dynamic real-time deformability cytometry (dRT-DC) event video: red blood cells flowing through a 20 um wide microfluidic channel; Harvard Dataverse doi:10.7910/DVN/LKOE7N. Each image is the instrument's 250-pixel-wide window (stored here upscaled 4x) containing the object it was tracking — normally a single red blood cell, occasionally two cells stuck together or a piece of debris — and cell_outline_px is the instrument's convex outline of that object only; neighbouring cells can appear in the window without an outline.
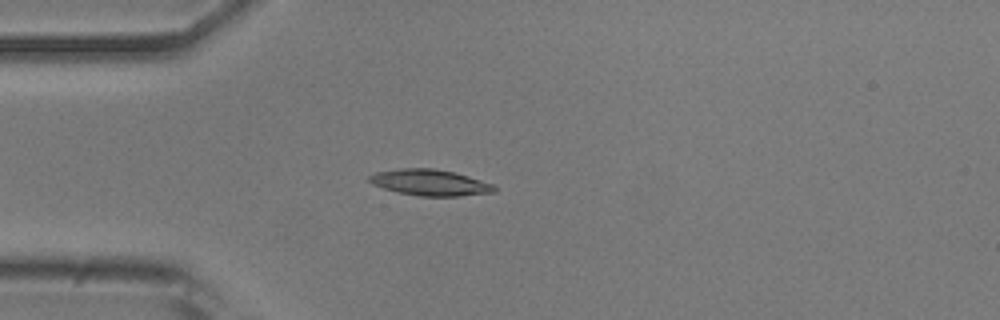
{"species": "common noctule bat (a hibernating species)", "species_latin": "Nyctalus noctula", "temperature_condition": "room temperature", "stored_images_in_passage": 39, "camera_frame_rate_fps": 3000, "um_per_image_px": 0.085, "animal": {"sex": "male", "body_mass_g": 20.5, "forearm_length_mm": 52.5}, "frame": {"image": 1, "passage_image": 1, "time_ms": 0.0, "image_size_px": [1000, 320], "cell_outline_px": [[496, 192], [460, 196], [420, 196], [396, 192], [372, 184], [368, 180], [368, 176], [376, 172], [400, 168], [432, 168], [452, 172], [468, 176], [492, 184], [496, 188]], "centroid_in_image_um": [36.52, 15.52], "position_along_channel_um": 48.5, "area_um2": 18.96}}
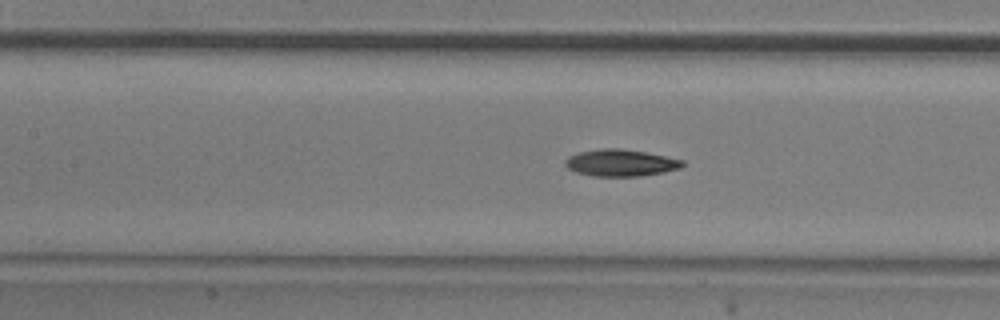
{"frame": {"image": 2, "passage_image": 10, "time_ms": 3.0, "image_size_px": [1000, 320], "cell_outline_px": [[684, 164], [680, 168], [664, 172], [640, 176], [592, 176], [576, 172], [568, 168], [564, 164], [564, 160], [568, 156], [580, 152], [600, 148], [620, 148], [644, 152], [684, 160]], "centroid_in_image_um": [52.73, 13.84], "position_along_channel_um": 154.7, "area_um2": 18.32}}
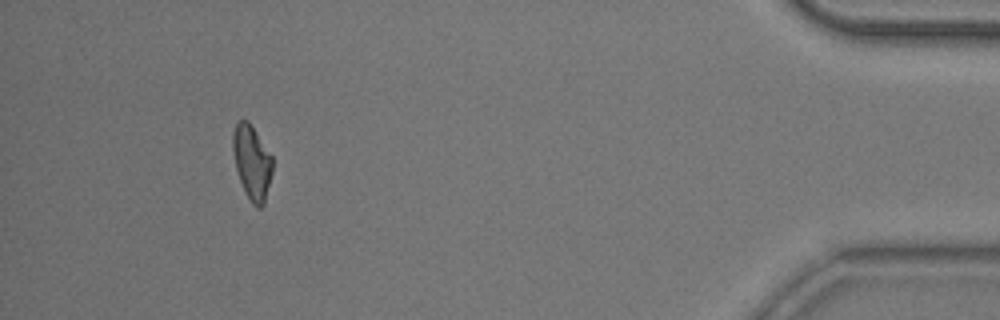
{"frame": {"image": 3, "passage_image": 35, "time_ms": 11.333, "image_size_px": [1000, 320], "cell_outline_px": [[272, 172], [264, 204], [260, 208], [256, 208], [252, 204], [240, 180], [236, 168], [232, 148], [232, 136], [236, 120], [248, 120], [272, 156]], "centroid_in_image_um": [21.4, 13.77], "position_along_channel_um": 413.8, "area_um2": 16.99}, "authors_computed_cell_mechanics": {"area_um2": 17.629, "velocity_mm_per_s": 3.8922, "shape_relaxation_time_tau1_ms": 5.7054, "shape_relaxation_time_tau2_ms": 7.0002, "deformation_change_tau1": 0.1629, "deformation_change_tau2": 0.1472}}